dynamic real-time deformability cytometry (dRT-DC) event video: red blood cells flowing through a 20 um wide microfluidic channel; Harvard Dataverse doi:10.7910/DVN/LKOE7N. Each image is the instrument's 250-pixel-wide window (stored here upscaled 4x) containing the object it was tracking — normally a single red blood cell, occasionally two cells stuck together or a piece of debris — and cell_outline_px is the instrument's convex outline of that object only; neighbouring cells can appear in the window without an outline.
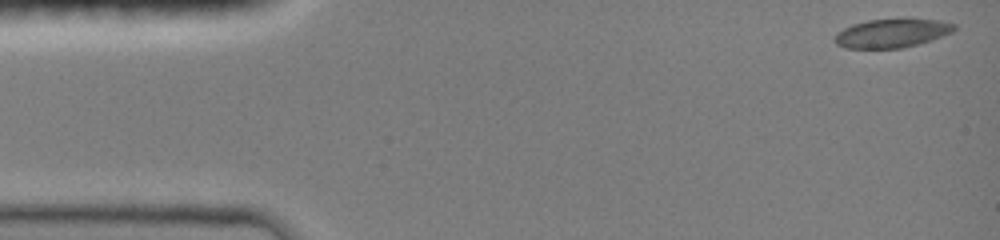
{"species": "common noctule bat (a hibernating species)", "species_latin": "Nyctalus noctula", "temperature_condition": "room temperature", "stored_images_in_passage": 37, "camera_frame_rate_fps": 3000, "um_per_image_px": 0.085, "animal": {"sex": "female", "body_mass_g": 19.0, "forearm_length_mm": 51.5}, "frame": {"image": 1, "passage_image": 1, "time_ms": 0.0, "image_size_px": [1000, 240], "cell_outline_px": [[956, 28], [952, 32], [916, 44], [900, 48], [844, 48], [836, 44], [836, 32], [852, 24], [868, 20], [940, 20], [956, 24]], "centroid_in_image_um": [75.77, 2.83], "position_along_channel_um": 9.2, "area_um2": 19.42}}
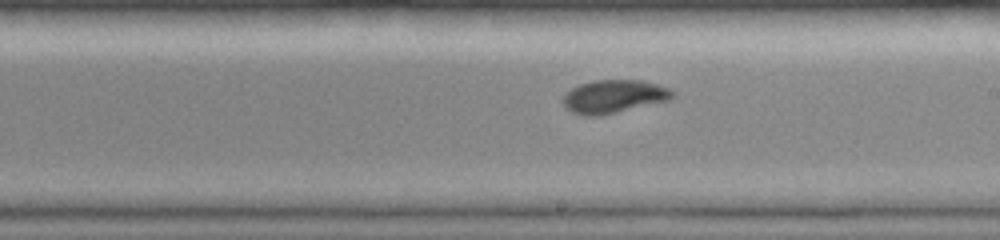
{"frame": {"image": 2, "passage_image": 22, "time_ms": 7.0, "image_size_px": [1000, 240], "cell_outline_px": [[676, 96], [668, 100], [600, 116], [584, 116], [572, 112], [564, 108], [564, 96], [572, 88], [580, 84], [592, 80], [640, 80], [656, 84], [668, 88], [676, 92]], "centroid_in_image_um": [52.18, 8.2], "position_along_channel_um": 236.8, "area_um2": 21.1}}
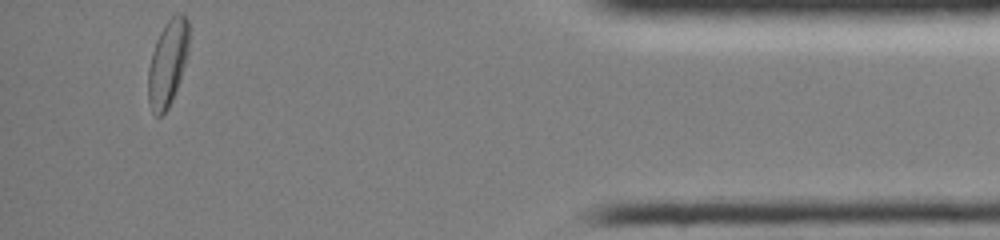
{"frame": {"image": 3, "passage_image": 37, "time_ms": 12.0, "image_size_px": [1000, 240], "cell_outline_px": [[188, 52], [172, 100], [168, 108], [160, 116], [156, 116], [152, 112], [148, 100], [148, 68], [152, 52], [156, 40], [164, 24], [176, 12], [180, 12], [188, 20]], "centroid_in_image_um": [14.23, 5.34], "position_along_channel_um": 421.0, "area_um2": 20.23}, "authors_computed_cell_mechanics": {"area_um2": 20.7502, "velocity_mm_per_s": 4.0538, "shape_relaxation_time_tau1_ms": 4.188, "shape_relaxation_time_tau2_ms": 3.9665, "deformation_change_tau1": 0.1271, "deformation_change_tau2": 0.0586}}